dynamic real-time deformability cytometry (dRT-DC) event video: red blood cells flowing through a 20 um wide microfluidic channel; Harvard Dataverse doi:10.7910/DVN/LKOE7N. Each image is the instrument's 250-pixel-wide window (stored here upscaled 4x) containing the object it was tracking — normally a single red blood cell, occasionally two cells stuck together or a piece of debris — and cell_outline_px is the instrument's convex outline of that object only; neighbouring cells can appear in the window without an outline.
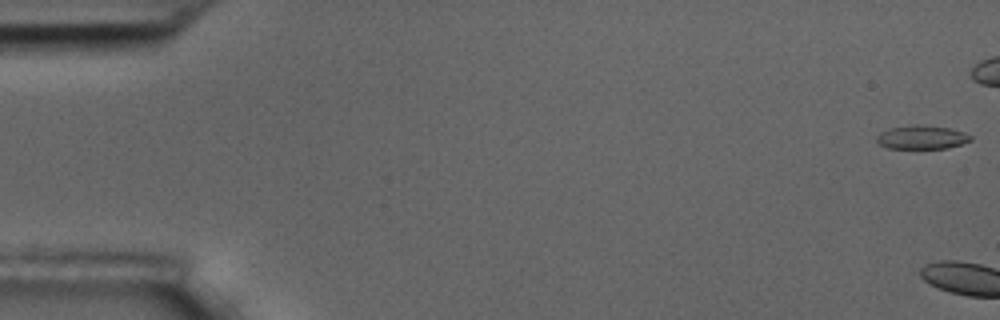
{"species": "common noctule bat (a hibernating species)", "species_latin": "Nyctalus noctula", "temperature_condition": "room temperature", "stored_images_in_passage": 4, "camera_frame_rate_fps": 3000, "um_per_image_px": 0.085, "animal": {"sex": "male", "body_mass_g": 17.5, "forearm_length_mm": 52.3}, "frame": {"image": 1, "passage_image": 1, "time_ms": 0.0, "image_size_px": [1000, 320], "cell_outline_px": [[972, 140], [948, 148], [888, 148], [880, 144], [876, 140], [876, 136], [880, 132], [888, 128], [912, 124], [920, 124], [948, 128], [964, 132], [972, 136]], "centroid_in_image_um": [78.33, 11.65], "position_along_channel_um": 6.7, "area_um2": 13.01}}